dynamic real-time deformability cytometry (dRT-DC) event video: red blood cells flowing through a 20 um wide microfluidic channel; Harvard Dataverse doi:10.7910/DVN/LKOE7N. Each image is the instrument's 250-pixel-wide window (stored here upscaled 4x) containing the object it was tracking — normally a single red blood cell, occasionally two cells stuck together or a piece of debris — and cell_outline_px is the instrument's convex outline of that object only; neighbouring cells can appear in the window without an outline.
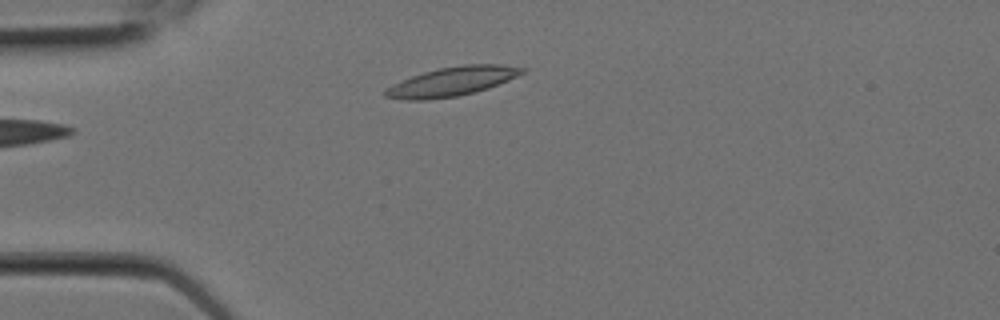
{"species": "Egyptian fruit bat (a non-hibernating species)", "species_latin": "Rousettus aegyptiacus", "temperature_condition": "room temperature", "stored_images_in_passage": 4, "camera_frame_rate_fps": 3000, "um_per_image_px": 0.085, "animal": {"sex": "female"}, "frame": {"image": 1, "passage_image": 4, "time_ms": 1.0, "image_size_px": [1000, 320], "cell_outline_px": [[528, 68], [524, 72], [508, 80], [488, 88], [476, 92], [456, 96], [428, 100], [408, 100], [384, 96], [384, 88], [392, 84], [412, 76], [424, 72], [440, 68], [464, 64], [504, 64]], "centroid_in_image_um": [38.43, 6.92], "position_along_channel_um": 46.6, "area_um2": 23.18}}